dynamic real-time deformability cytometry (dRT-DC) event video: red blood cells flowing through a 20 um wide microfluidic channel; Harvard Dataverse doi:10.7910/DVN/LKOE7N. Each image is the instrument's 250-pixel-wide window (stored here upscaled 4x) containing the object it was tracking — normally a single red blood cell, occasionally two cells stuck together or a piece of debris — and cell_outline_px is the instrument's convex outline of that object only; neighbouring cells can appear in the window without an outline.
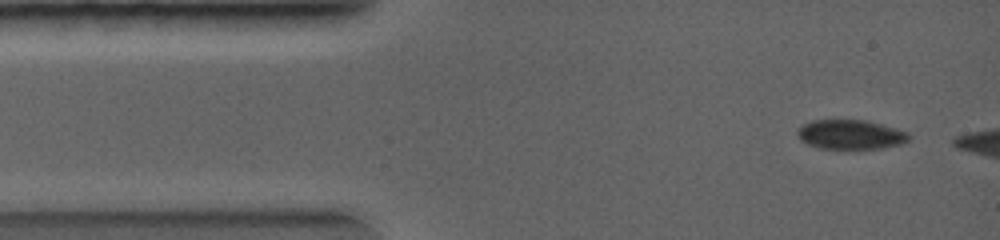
{"species": "common noctule bat (a hibernating species)", "species_latin": "Nyctalus noctula", "temperature_condition": "warm", "stored_images_in_passage": 5, "camera_frame_rate_fps": 5000, "um_per_image_px": 0.085, "animal": {"sex": "female", "body_mass_g": 19.0, "forearm_length_mm": 56.7}, "frame": {"image": 1, "passage_image": 2, "time_ms": 0.2, "image_size_px": [1000, 240], "cell_outline_px": [[908, 140], [900, 144], [880, 148], [820, 148], [808, 144], [800, 140], [796, 132], [800, 124], [812, 120], [868, 120], [896, 128], [908, 132]], "centroid_in_image_um": [72.25, 11.41], "position_along_channel_um": 12.8, "area_um2": 19.07}}